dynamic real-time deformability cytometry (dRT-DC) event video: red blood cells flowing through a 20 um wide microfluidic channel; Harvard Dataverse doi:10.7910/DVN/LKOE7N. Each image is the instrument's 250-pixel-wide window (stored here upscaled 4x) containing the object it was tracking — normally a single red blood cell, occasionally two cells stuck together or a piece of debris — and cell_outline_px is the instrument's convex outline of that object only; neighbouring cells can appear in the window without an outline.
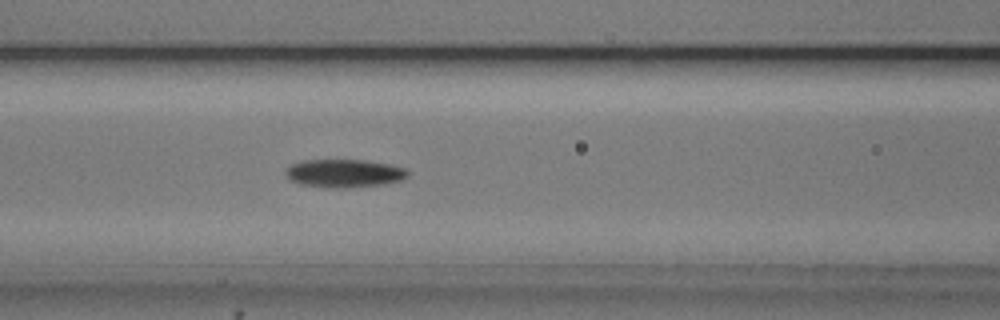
{"species": "common noctule bat (a hibernating species)", "species_latin": "Nyctalus noctula", "temperature_condition": "cold", "stored_images_in_passage": 29, "camera_frame_rate_fps": 3000, "um_per_image_px": 0.085, "animal": {"sex": "male", "body_mass_g": 20.5, "forearm_length_mm": 52.5}, "frame": {"image": 1, "passage_image": 10, "time_ms": 3.0, "image_size_px": [1000, 320], "cell_outline_px": [[408, 176], [400, 180], [384, 184], [344, 188], [324, 188], [300, 184], [288, 180], [284, 172], [292, 164], [304, 160], [364, 160], [388, 164], [408, 168]], "centroid_in_image_um": [29.24, 14.74], "position_along_channel_um": 137.4, "area_um2": 20.17}}
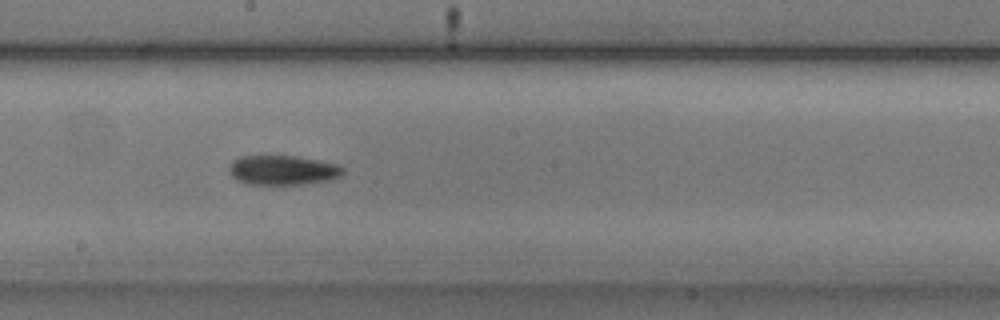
{"frame": {"image": 2, "passage_image": 17, "time_ms": 5.333, "image_size_px": [1000, 320], "cell_outline_px": [[344, 172], [340, 176], [332, 180], [304, 184], [248, 184], [236, 180], [232, 176], [228, 168], [232, 160], [240, 156], [296, 156], [336, 164], [344, 168]], "centroid_in_image_um": [24.02, 14.47], "position_along_channel_um": 224.2, "area_um2": 19.65}}
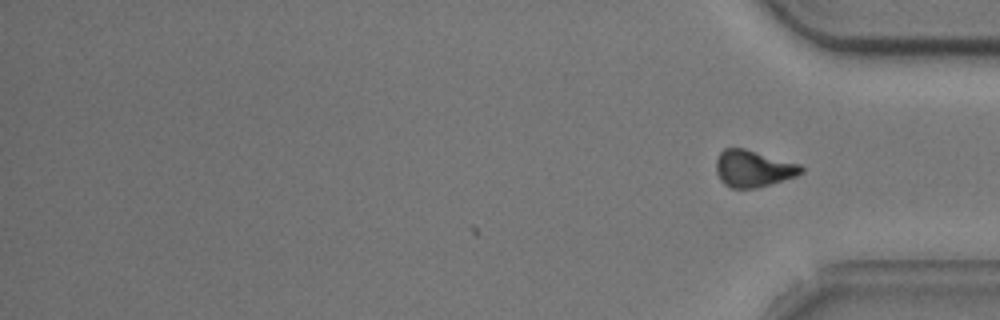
{"frame": {"image": 3, "passage_image": 29, "time_ms": 9.333, "image_size_px": [1000, 320], "cell_outline_px": [[804, 172], [796, 176], [784, 180], [756, 188], [732, 188], [724, 184], [720, 180], [716, 172], [716, 160], [720, 152], [724, 148], [744, 148], [800, 164], [804, 168]], "centroid_in_image_um": [64.02, 14.33], "position_along_channel_um": 371.2, "area_um2": 18.26}, "authors_computed_cell_mechanics": {"area_um2": 19.652, "velocity_mm_per_s": 3.7151, "shape_relaxation_time_tau1_ms": 5.9349, "shape_relaxation_time_tau2_ms": null, "deformation_change_tau1": 0.1289, "deformation_change_tau2": null}}